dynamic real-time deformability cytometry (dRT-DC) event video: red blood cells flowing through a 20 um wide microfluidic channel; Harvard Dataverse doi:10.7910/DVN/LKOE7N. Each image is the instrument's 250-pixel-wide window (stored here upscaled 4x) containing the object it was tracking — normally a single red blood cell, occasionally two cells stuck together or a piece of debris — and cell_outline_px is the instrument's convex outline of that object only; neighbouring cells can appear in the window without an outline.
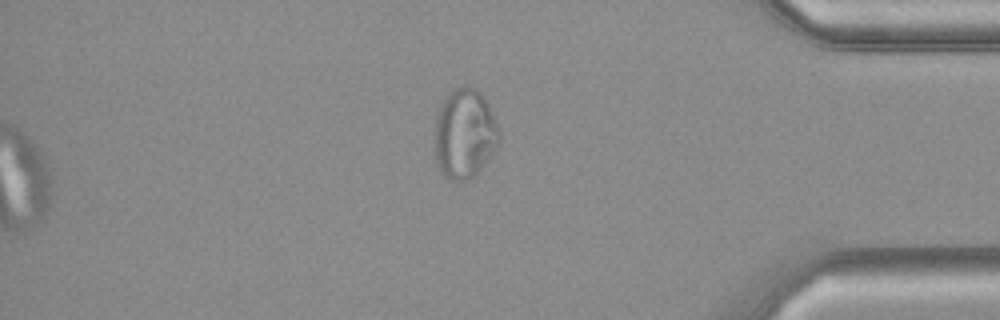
{"species": "common noctule bat (a hibernating species)", "species_latin": "Nyctalus noctula", "temperature_condition": "cold", "stored_images_in_passage": 35, "camera_frame_rate_fps": 3000, "um_per_image_px": 0.085, "animal": {"sex": "female", "body_mass_g": 21.9}, "frame": {"image": 1, "passage_image": 35, "time_ms": 11.333, "image_size_px": [1000, 320], "cell_outline_px": [[500, 140], [492, 152], [480, 168], [472, 176], [464, 180], [452, 180], [436, 164], [436, 120], [440, 108], [444, 100], [456, 88], [464, 84], [476, 88], [484, 96], [500, 128]], "centroid_in_image_um": [39.53, 11.31], "position_along_channel_um": 395.7, "area_um2": 32.89}}